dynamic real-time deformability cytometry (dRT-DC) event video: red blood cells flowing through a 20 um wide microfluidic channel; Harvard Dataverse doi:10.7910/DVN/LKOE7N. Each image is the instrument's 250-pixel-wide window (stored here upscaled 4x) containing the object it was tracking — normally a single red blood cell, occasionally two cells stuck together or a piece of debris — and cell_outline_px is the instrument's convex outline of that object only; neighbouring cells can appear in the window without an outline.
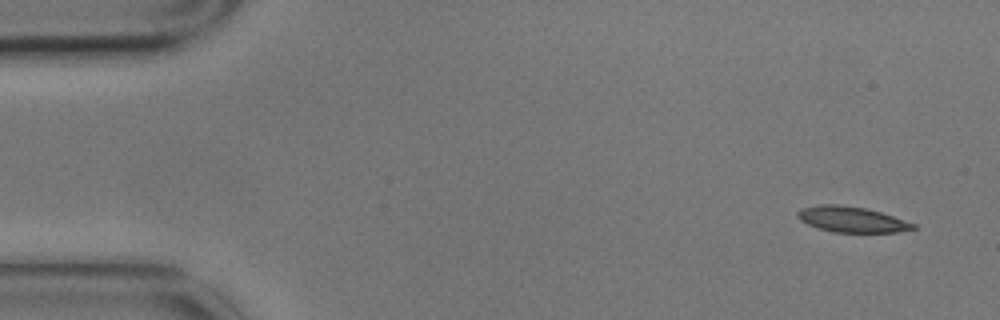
{"species": "common noctule bat (a hibernating species)", "species_latin": "Nyctalus noctula", "temperature_condition": "cold", "stored_images_in_passage": 4, "camera_frame_rate_fps": 3000, "um_per_image_px": 0.085, "animal": {"sex": "male", "body_mass_g": 17.9}, "frame": {"image": 1, "passage_image": 1, "time_ms": 0.0, "image_size_px": [1000, 320], "cell_outline_px": [[916, 228], [896, 232], [832, 232], [808, 224], [800, 220], [796, 216], [796, 212], [800, 208], [820, 204], [840, 204], [864, 208], [880, 212], [916, 224]], "centroid_in_image_um": [72.35, 18.64], "position_along_channel_um": 12.7, "area_um2": 17.17}}
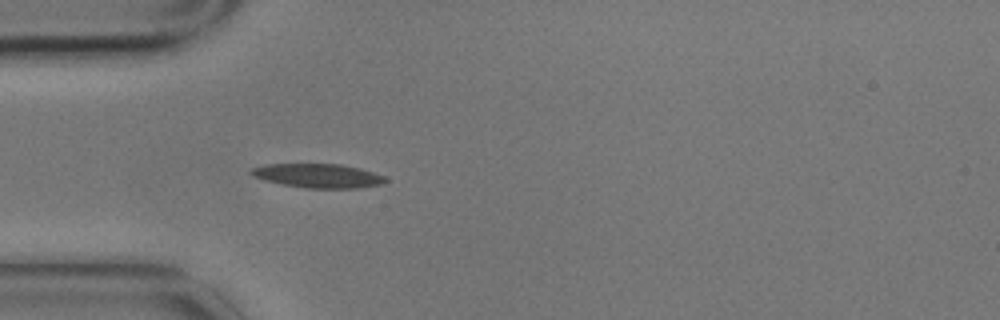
{"frame": {"image": 2, "passage_image": 4, "time_ms": 1.0, "image_size_px": [1000, 320], "cell_outline_px": [[388, 180], [384, 184], [356, 188], [304, 188], [264, 180], [252, 176], [248, 172], [248, 168], [264, 164], [340, 164], [360, 168], [384, 176]], "centroid_in_image_um": [26.99, 14.93], "position_along_channel_um": 58.0, "area_um2": 18.96}}